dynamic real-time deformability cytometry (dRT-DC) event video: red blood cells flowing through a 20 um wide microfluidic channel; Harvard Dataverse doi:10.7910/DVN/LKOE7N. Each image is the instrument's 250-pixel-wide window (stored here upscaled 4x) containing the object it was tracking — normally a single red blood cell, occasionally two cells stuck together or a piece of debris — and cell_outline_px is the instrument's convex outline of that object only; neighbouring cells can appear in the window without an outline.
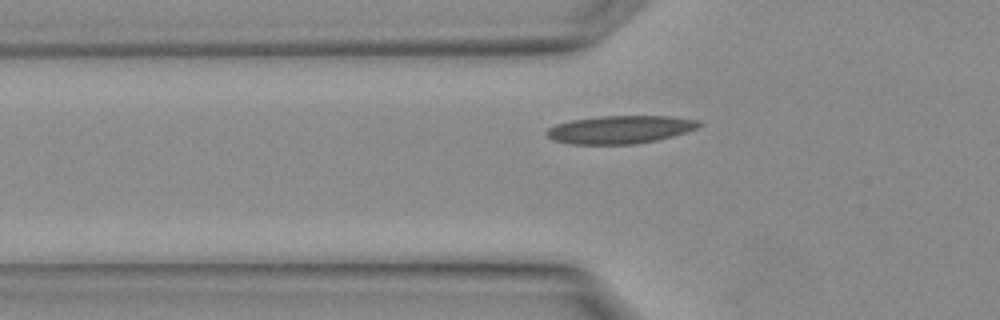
{"species": "Egyptian fruit bat (a non-hibernating species)", "species_latin": "Rousettus aegyptiacus", "temperature_condition": "warm", "stored_images_in_passage": 4, "segment_of_instrument_passage": [1, 2], "camera_frame_rate_fps": 3000, "um_per_image_px": 0.085, "animal": {"sex": "female"}, "frame": {"image": 1, "passage_image": 3, "time_ms": 0.667, "image_size_px": [1000, 320], "cell_outline_px": [[704, 124], [688, 132], [656, 140], [636, 144], [568, 144], [552, 140], [544, 132], [548, 128], [556, 124], [572, 120], [600, 116], [672, 116], [700, 120]], "centroid_in_image_um": [52.73, 11.01], "position_along_channel_um": 73.1, "area_um2": 25.03}}